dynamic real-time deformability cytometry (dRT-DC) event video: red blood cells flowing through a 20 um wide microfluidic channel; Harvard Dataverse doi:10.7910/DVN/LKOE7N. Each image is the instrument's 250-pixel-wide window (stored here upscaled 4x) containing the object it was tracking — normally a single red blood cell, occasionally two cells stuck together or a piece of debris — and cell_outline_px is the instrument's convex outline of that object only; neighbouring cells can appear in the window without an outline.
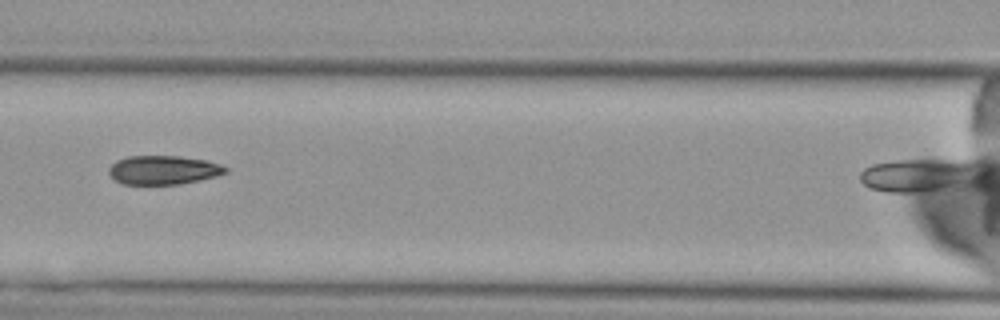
{"species": "Egyptian fruit bat (a non-hibernating species)", "species_latin": "Rousettus aegyptiacus", "temperature_condition": "cold", "stored_images_in_passage": 7, "camera_frame_rate_fps": 3000, "um_per_image_px": 0.085, "animal": {"sex": "female"}, "frame": {"image": 1, "passage_image": 6, "time_ms": 5.667, "image_size_px": [1000, 320], "cell_outline_px": [[228, 172], [216, 176], [200, 180], [180, 184], [124, 184], [116, 180], [108, 172], [108, 168], [116, 160], [128, 156], [180, 156], [208, 160], [220, 164], [228, 168]], "centroid_in_image_um": [13.91, 14.44], "position_along_channel_um": 152.7, "area_um2": 19.71}}